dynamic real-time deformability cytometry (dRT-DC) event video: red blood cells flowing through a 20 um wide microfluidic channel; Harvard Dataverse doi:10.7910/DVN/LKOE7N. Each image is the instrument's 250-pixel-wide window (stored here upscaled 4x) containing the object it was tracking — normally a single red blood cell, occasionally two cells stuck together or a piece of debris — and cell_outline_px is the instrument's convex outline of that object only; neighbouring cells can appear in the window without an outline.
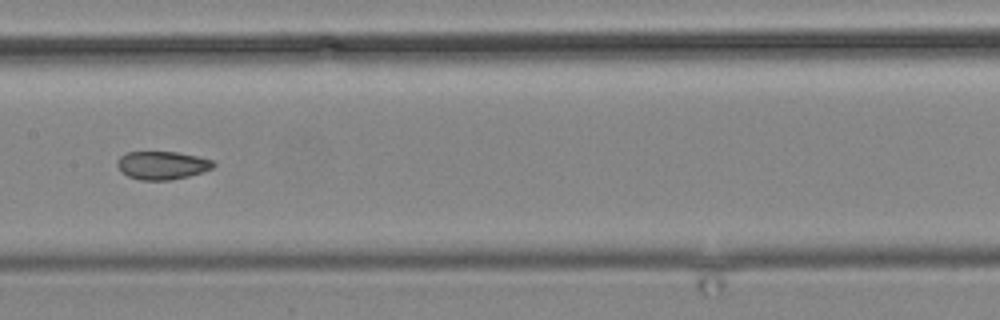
{"species": "common noctule bat (a hibernating species)", "species_latin": "Nyctalus noctula", "temperature_condition": "cold", "stored_images_in_passage": 14, "camera_frame_rate_fps": 3000, "um_per_image_px": 0.085, "animal": {"sex": "male", "body_mass_g": 19.2, "forearm_length_mm": 51.8}, "frame": {"image": 1, "passage_image": 14, "time_ms": 17.667, "image_size_px": [1000, 320], "cell_outline_px": [[216, 164], [212, 168], [204, 172], [172, 180], [140, 180], [128, 176], [116, 164], [116, 160], [124, 152], [176, 152], [196, 156], [212, 160]], "centroid_in_image_um": [13.78, 14.05], "position_along_channel_um": 193.6, "area_um2": 15.78}}